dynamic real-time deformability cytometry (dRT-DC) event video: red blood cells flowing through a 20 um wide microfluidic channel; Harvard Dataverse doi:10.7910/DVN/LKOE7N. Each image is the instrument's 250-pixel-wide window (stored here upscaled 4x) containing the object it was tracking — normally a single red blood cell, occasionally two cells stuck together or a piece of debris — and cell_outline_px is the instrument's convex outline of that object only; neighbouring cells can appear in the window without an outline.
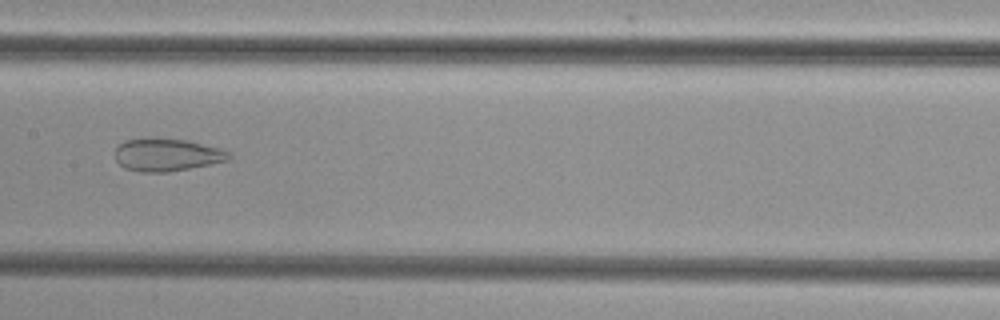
{"species": "common noctule bat (a hibernating species)", "species_latin": "Nyctalus noctula", "temperature_condition": "cold", "stored_images_in_passage": 39, "camera_frame_rate_fps": 3000, "um_per_image_px": 0.085, "animal": {"sex": "female", "body_mass_g": 29.2, "forearm_length_mm": 56.3}, "frame": {"image": 1, "passage_image": 16, "time_ms": 5.0, "image_size_px": [1000, 320], "cell_outline_px": [[232, 160], [168, 172], [140, 172], [124, 168], [116, 160], [116, 148], [124, 140], [148, 136], [188, 140], [220, 148], [228, 152], [232, 156]], "centroid_in_image_um": [14.19, 13.13], "position_along_channel_um": 193.2, "area_um2": 22.14}}
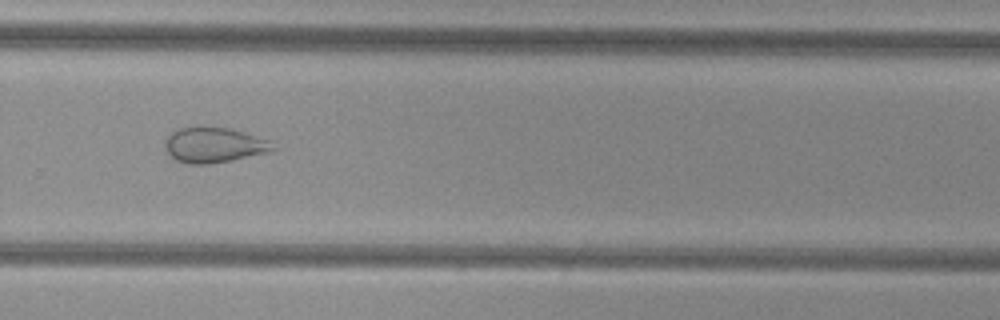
{"frame": {"image": 2, "passage_image": 25, "time_ms": 8.0, "image_size_px": [1000, 320], "cell_outline_px": [[280, 148], [272, 152], [232, 160], [208, 164], [188, 164], [176, 160], [168, 152], [164, 144], [164, 140], [172, 132], [180, 128], [196, 124], [200, 124], [228, 128], [244, 132], [272, 140]], "centroid_in_image_um": [18.26, 12.29], "position_along_channel_um": 311.5, "area_um2": 23.0}}
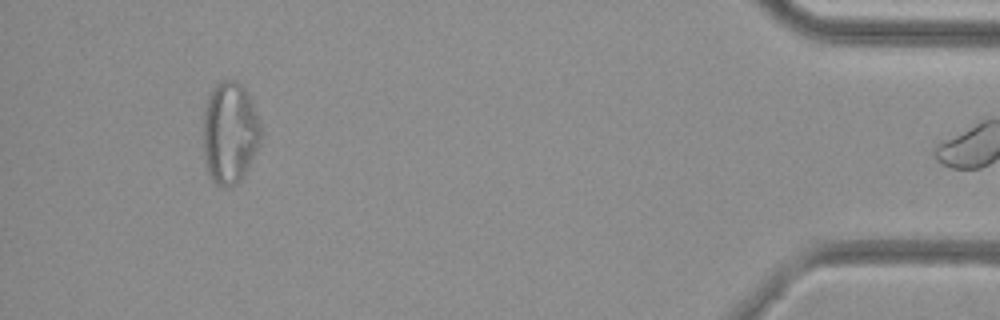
{"frame": {"image": 3, "passage_image": 38, "time_ms": 12.333, "image_size_px": [1000, 320], "cell_outline_px": [[264, 132], [260, 144], [244, 176], [236, 184], [228, 188], [220, 188], [208, 176], [204, 160], [204, 112], [208, 92], [220, 80], [236, 80], [248, 92]], "centroid_in_image_um": [19.55, 11.31], "position_along_channel_um": 415.7, "area_um2": 35.08}}